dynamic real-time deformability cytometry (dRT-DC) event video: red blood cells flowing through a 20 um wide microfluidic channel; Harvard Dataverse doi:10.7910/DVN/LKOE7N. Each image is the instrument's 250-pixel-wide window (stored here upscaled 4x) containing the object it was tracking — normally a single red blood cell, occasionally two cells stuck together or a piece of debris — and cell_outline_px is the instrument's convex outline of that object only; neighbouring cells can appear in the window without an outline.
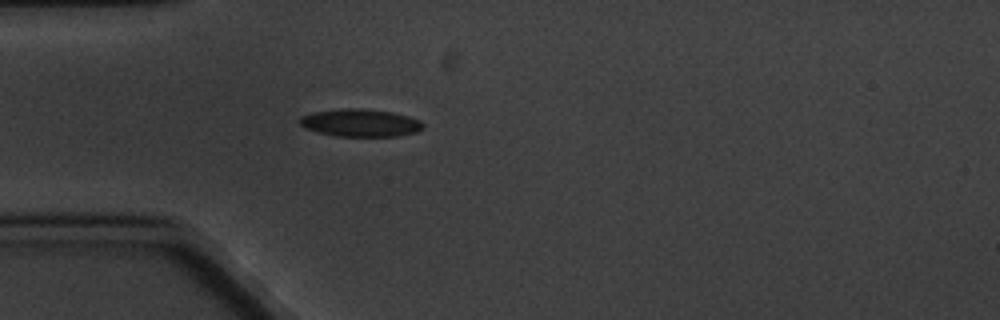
{"species": "common noctule bat (a hibernating species)", "species_latin": "Nyctalus noctula", "temperature_condition": "cold", "stored_images_in_passage": 5, "camera_frame_rate_fps": 3000, "um_per_image_px": 0.085, "animal": {"sex": "male", "body_mass_g": 20.1, "forearm_length_mm": 53.5}, "frame": {"image": 1, "passage_image": 5, "time_ms": 5.0, "image_size_px": [1000, 320], "cell_outline_px": [[424, 128], [416, 132], [396, 136], [336, 136], [316, 132], [304, 128], [296, 120], [300, 116], [312, 112], [348, 108], [360, 108], [392, 112], [408, 116], [420, 120], [424, 124]], "centroid_in_image_um": [30.59, 10.44], "position_along_channel_um": 54.4, "area_um2": 20.0}}